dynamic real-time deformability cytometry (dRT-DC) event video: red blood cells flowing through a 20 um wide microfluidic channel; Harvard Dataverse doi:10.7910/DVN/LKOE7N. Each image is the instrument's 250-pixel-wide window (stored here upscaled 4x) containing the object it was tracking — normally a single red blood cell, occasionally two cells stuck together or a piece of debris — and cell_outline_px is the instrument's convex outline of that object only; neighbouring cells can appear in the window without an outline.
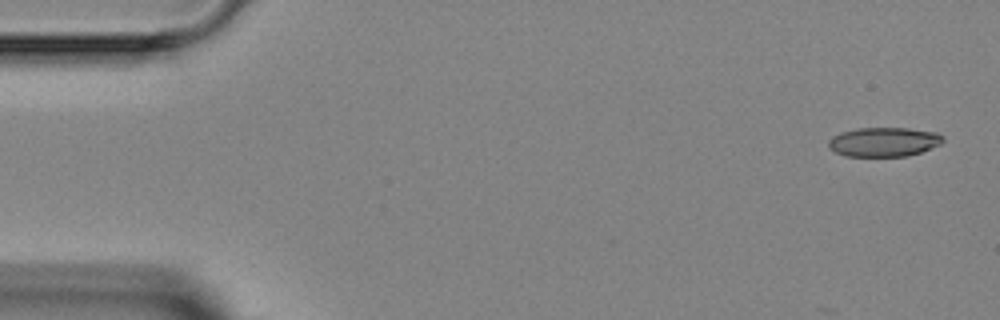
{"species": "Egyptian fruit bat (a non-hibernating species)", "species_latin": "Rousettus aegyptiacus", "temperature_condition": "room temperature", "stored_images_in_passage": 3, "camera_frame_rate_fps": 3000, "um_per_image_px": 0.085, "animal": {"sex": "female"}, "frame": {"image": 1, "passage_image": 1, "time_ms": 0.0, "image_size_px": [1000, 320], "cell_outline_px": [[944, 140], [940, 144], [920, 152], [908, 156], [844, 156], [828, 148], [828, 140], [832, 136], [840, 132], [856, 128], [908, 128], [936, 132], [944, 136]], "centroid_in_image_um": [75.1, 12.06], "position_along_channel_um": 9.9, "area_um2": 19.65}}